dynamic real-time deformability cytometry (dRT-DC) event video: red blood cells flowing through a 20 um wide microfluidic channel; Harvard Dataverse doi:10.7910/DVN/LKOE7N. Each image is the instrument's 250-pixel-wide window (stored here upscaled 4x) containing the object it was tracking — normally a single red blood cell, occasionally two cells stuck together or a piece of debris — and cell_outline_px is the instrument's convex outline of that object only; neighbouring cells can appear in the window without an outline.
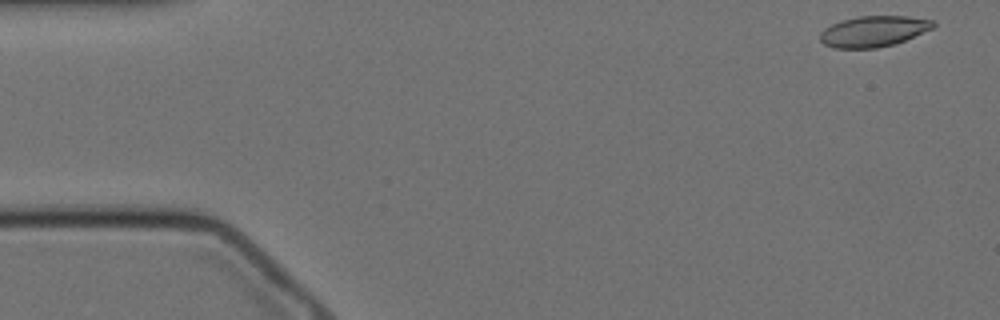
{"species": "Egyptian fruit bat (a non-hibernating species)", "species_latin": "Rousettus aegyptiacus", "temperature_condition": "cold", "stored_images_in_passage": 9, "camera_frame_rate_fps": 3000, "um_per_image_px": 0.085, "animal": {"sex": "female"}, "frame": {"image": 1, "passage_image": 1, "time_ms": 0.0, "image_size_px": [1000, 320], "cell_outline_px": [[936, 24], [932, 28], [896, 44], [876, 48], [832, 48], [824, 44], [820, 40], [820, 32], [824, 28], [840, 20], [860, 16], [908, 16], [932, 20]], "centroid_in_image_um": [74.22, 2.66], "position_along_channel_um": 10.8, "area_um2": 20.35}}